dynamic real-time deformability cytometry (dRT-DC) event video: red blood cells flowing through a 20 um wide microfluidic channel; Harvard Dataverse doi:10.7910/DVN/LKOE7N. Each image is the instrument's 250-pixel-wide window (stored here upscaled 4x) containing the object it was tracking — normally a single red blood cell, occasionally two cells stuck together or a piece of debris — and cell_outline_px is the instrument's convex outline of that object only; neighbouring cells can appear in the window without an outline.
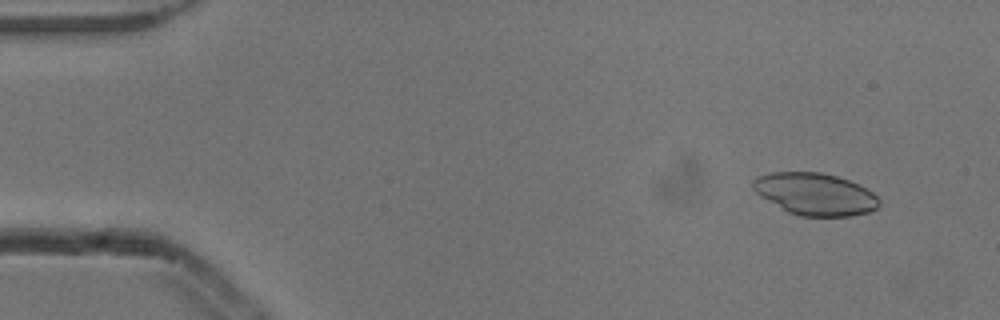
{"species": "common noctule bat (a hibernating species)", "species_latin": "Nyctalus noctula", "temperature_condition": "cold", "stored_images_in_passage": 5, "camera_frame_rate_fps": 3000, "um_per_image_px": 0.085, "animal": {"sex": "male", "body_mass_g": 13.3}, "frame": {"image": 1, "passage_image": 2, "time_ms": 0.333, "image_size_px": [1000, 320], "cell_outline_px": [[880, 204], [876, 208], [868, 212], [852, 216], [800, 216], [788, 212], [760, 196], [752, 188], [752, 180], [756, 176], [772, 172], [820, 172], [836, 176], [860, 184], [872, 192], [880, 200]], "centroid_in_image_um": [69.27, 16.49], "position_along_channel_um": 15.7, "area_um2": 31.04}}